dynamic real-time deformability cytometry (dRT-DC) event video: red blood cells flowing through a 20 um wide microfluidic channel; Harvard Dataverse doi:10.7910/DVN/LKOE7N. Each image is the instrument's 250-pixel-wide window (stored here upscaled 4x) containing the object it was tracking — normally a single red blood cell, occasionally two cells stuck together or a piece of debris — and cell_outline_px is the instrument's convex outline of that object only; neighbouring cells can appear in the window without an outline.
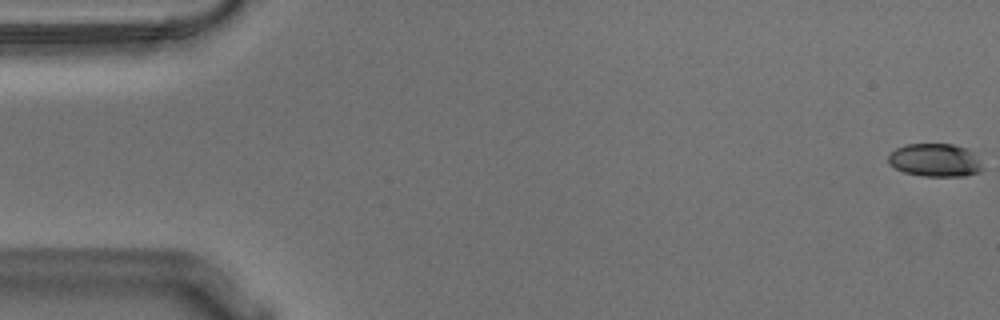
{"species": "Egyptian fruit bat (a non-hibernating species)", "species_latin": "Rousettus aegyptiacus", "temperature_condition": "warm", "stored_images_in_passage": 56, "camera_frame_rate_fps": 3000, "um_per_image_px": 0.085, "animal": {"sex": "male"}, "frame": {"image": 1, "passage_image": 1, "time_ms": 0.0, "image_size_px": [1000, 320], "cell_outline_px": [[984, 168], [980, 172], [964, 176], [924, 176], [904, 172], [896, 168], [888, 160], [888, 156], [896, 148], [904, 144], [952, 144], [968, 148], [976, 152]], "centroid_in_image_um": [79.55, 13.6], "position_along_channel_um": 5.4, "area_um2": 18.38}}
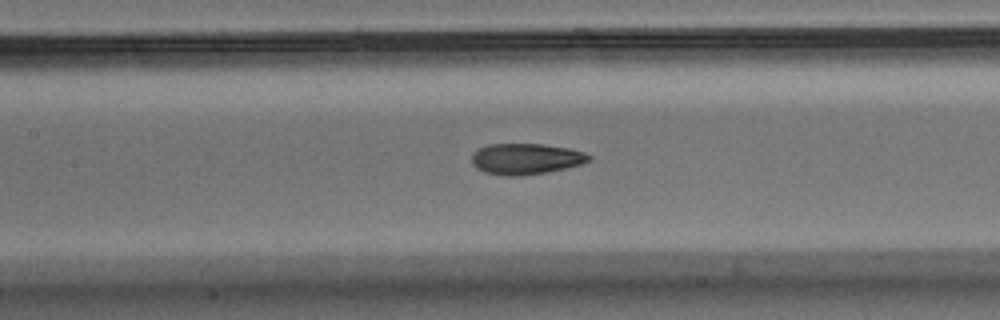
{"frame": {"image": 2, "passage_image": 26, "time_ms": 8.333, "image_size_px": [1000, 320], "cell_outline_px": [[592, 160], [580, 164], [548, 172], [524, 176], [504, 176], [484, 172], [476, 168], [472, 164], [472, 156], [480, 148], [488, 144], [544, 144], [568, 148], [584, 152], [592, 156]], "centroid_in_image_um": [44.71, 13.51], "position_along_channel_um": 162.7, "area_um2": 21.21}}
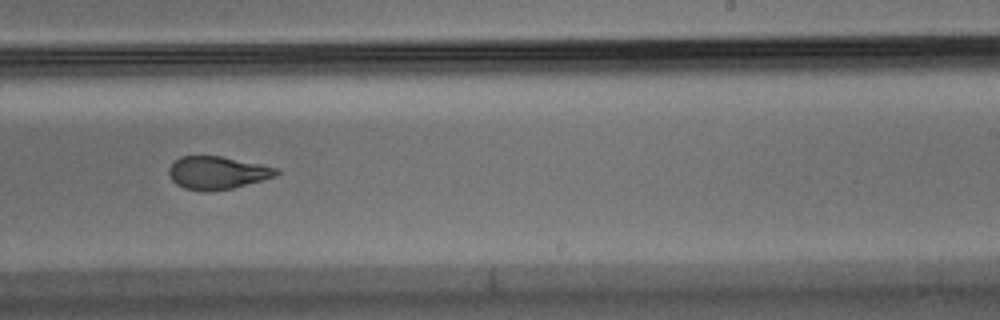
{"frame": {"image": 3, "passage_image": 35, "time_ms": 11.333, "image_size_px": [1000, 320], "cell_outline_px": [[280, 172], [276, 176], [232, 188], [208, 192], [204, 192], [184, 188], [176, 184], [172, 180], [168, 172], [168, 168], [180, 156], [220, 156], [280, 168]], "centroid_in_image_um": [18.46, 14.69], "position_along_channel_um": 270.5, "area_um2": 20.58}, "authors_computed_cell_mechanics": {"area_um2": 21.2415, "velocity_mm_per_s": 3.6129, "shape_relaxation_time_tau1_ms": 6.0559, "shape_relaxation_time_tau2_ms": 1.5097, "deformation_change_tau1": 0.1822, "deformation_change_tau2": 0.0884}}